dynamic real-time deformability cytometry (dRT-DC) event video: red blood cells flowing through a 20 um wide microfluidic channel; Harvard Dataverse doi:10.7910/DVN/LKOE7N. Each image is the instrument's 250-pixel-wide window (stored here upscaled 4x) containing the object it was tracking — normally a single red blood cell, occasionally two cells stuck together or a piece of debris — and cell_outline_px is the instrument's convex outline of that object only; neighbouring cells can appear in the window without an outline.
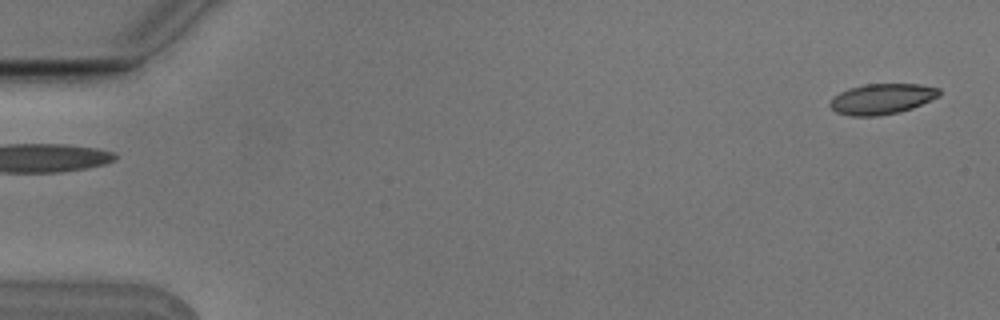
{"species": "Egyptian fruit bat (a non-hibernating species)", "species_latin": "Rousettus aegyptiacus", "temperature_condition": "cold", "stored_images_in_passage": 6, "segment_of_instrument_passage": [2, 2], "camera_frame_rate_fps": 3000, "um_per_image_px": 0.085, "animal": {"sex": "male"}, "frame": {"image": 1, "passage_image": 6, "time_ms": 1.667, "image_size_px": [1000, 320], "cell_outline_px": [[940, 96], [912, 108], [900, 112], [876, 116], [852, 116], [836, 112], [828, 104], [840, 92], [848, 88], [864, 84], [920, 84], [940, 88]], "centroid_in_image_um": [74.98, 8.4], "position_along_channel_um": 10.0, "area_um2": 19.42}}